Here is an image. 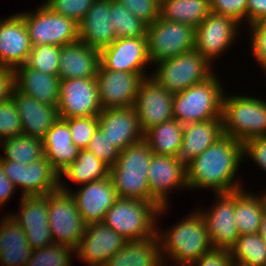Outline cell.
<instances>
[{
    "mask_svg": "<svg viewBox=\"0 0 266 266\" xmlns=\"http://www.w3.org/2000/svg\"><path fill=\"white\" fill-rule=\"evenodd\" d=\"M109 4L110 0H96L78 23L79 40L99 51L116 39Z\"/></svg>",
    "mask_w": 266,
    "mask_h": 266,
    "instance_id": "obj_25",
    "label": "cell"
},
{
    "mask_svg": "<svg viewBox=\"0 0 266 266\" xmlns=\"http://www.w3.org/2000/svg\"><path fill=\"white\" fill-rule=\"evenodd\" d=\"M240 27L241 24L234 18L211 11L195 28L194 49L213 65L214 59L234 44Z\"/></svg>",
    "mask_w": 266,
    "mask_h": 266,
    "instance_id": "obj_12",
    "label": "cell"
},
{
    "mask_svg": "<svg viewBox=\"0 0 266 266\" xmlns=\"http://www.w3.org/2000/svg\"><path fill=\"white\" fill-rule=\"evenodd\" d=\"M18 213H8L25 231L32 249L53 244L49 227L48 193L46 195L21 196Z\"/></svg>",
    "mask_w": 266,
    "mask_h": 266,
    "instance_id": "obj_18",
    "label": "cell"
},
{
    "mask_svg": "<svg viewBox=\"0 0 266 266\" xmlns=\"http://www.w3.org/2000/svg\"><path fill=\"white\" fill-rule=\"evenodd\" d=\"M14 88L13 70L0 66V103L5 102L11 97Z\"/></svg>",
    "mask_w": 266,
    "mask_h": 266,
    "instance_id": "obj_51",
    "label": "cell"
},
{
    "mask_svg": "<svg viewBox=\"0 0 266 266\" xmlns=\"http://www.w3.org/2000/svg\"><path fill=\"white\" fill-rule=\"evenodd\" d=\"M13 99L22 124V134L42 139L50 127L59 119L57 106L41 103L15 87Z\"/></svg>",
    "mask_w": 266,
    "mask_h": 266,
    "instance_id": "obj_24",
    "label": "cell"
},
{
    "mask_svg": "<svg viewBox=\"0 0 266 266\" xmlns=\"http://www.w3.org/2000/svg\"><path fill=\"white\" fill-rule=\"evenodd\" d=\"M173 98L174 94L163 88L151 76L143 79L134 104L143 133L173 119Z\"/></svg>",
    "mask_w": 266,
    "mask_h": 266,
    "instance_id": "obj_15",
    "label": "cell"
},
{
    "mask_svg": "<svg viewBox=\"0 0 266 266\" xmlns=\"http://www.w3.org/2000/svg\"><path fill=\"white\" fill-rule=\"evenodd\" d=\"M99 63L104 69L112 71L147 72L146 65H151L147 37L116 38L99 51Z\"/></svg>",
    "mask_w": 266,
    "mask_h": 266,
    "instance_id": "obj_20",
    "label": "cell"
},
{
    "mask_svg": "<svg viewBox=\"0 0 266 266\" xmlns=\"http://www.w3.org/2000/svg\"><path fill=\"white\" fill-rule=\"evenodd\" d=\"M222 136V119H211L183 125V140L178 158L186 165Z\"/></svg>",
    "mask_w": 266,
    "mask_h": 266,
    "instance_id": "obj_30",
    "label": "cell"
},
{
    "mask_svg": "<svg viewBox=\"0 0 266 266\" xmlns=\"http://www.w3.org/2000/svg\"><path fill=\"white\" fill-rule=\"evenodd\" d=\"M14 87L41 103L58 106L60 77L45 74L24 64L13 70Z\"/></svg>",
    "mask_w": 266,
    "mask_h": 266,
    "instance_id": "obj_27",
    "label": "cell"
},
{
    "mask_svg": "<svg viewBox=\"0 0 266 266\" xmlns=\"http://www.w3.org/2000/svg\"><path fill=\"white\" fill-rule=\"evenodd\" d=\"M211 11L234 18L238 23L247 22V0H210Z\"/></svg>",
    "mask_w": 266,
    "mask_h": 266,
    "instance_id": "obj_47",
    "label": "cell"
},
{
    "mask_svg": "<svg viewBox=\"0 0 266 266\" xmlns=\"http://www.w3.org/2000/svg\"><path fill=\"white\" fill-rule=\"evenodd\" d=\"M148 186L151 199L160 208L169 206L168 195L172 190L188 189L186 165L178 157L153 154L148 168Z\"/></svg>",
    "mask_w": 266,
    "mask_h": 266,
    "instance_id": "obj_17",
    "label": "cell"
},
{
    "mask_svg": "<svg viewBox=\"0 0 266 266\" xmlns=\"http://www.w3.org/2000/svg\"><path fill=\"white\" fill-rule=\"evenodd\" d=\"M152 156L153 152L144 140L120 151L117 162L109 168V177L119 198L154 202L148 186Z\"/></svg>",
    "mask_w": 266,
    "mask_h": 266,
    "instance_id": "obj_3",
    "label": "cell"
},
{
    "mask_svg": "<svg viewBox=\"0 0 266 266\" xmlns=\"http://www.w3.org/2000/svg\"><path fill=\"white\" fill-rule=\"evenodd\" d=\"M29 31L32 47L40 44L64 46L79 40L78 23L52 12L44 4L36 10L20 12Z\"/></svg>",
    "mask_w": 266,
    "mask_h": 266,
    "instance_id": "obj_8",
    "label": "cell"
},
{
    "mask_svg": "<svg viewBox=\"0 0 266 266\" xmlns=\"http://www.w3.org/2000/svg\"><path fill=\"white\" fill-rule=\"evenodd\" d=\"M195 28L158 18L147 26L148 56L151 64L174 58L194 49Z\"/></svg>",
    "mask_w": 266,
    "mask_h": 266,
    "instance_id": "obj_10",
    "label": "cell"
},
{
    "mask_svg": "<svg viewBox=\"0 0 266 266\" xmlns=\"http://www.w3.org/2000/svg\"><path fill=\"white\" fill-rule=\"evenodd\" d=\"M265 208L263 194L249 193L245 189L234 192V219L239 235L259 232Z\"/></svg>",
    "mask_w": 266,
    "mask_h": 266,
    "instance_id": "obj_32",
    "label": "cell"
},
{
    "mask_svg": "<svg viewBox=\"0 0 266 266\" xmlns=\"http://www.w3.org/2000/svg\"><path fill=\"white\" fill-rule=\"evenodd\" d=\"M223 135L245 142L266 136V101L243 94L226 95L222 99Z\"/></svg>",
    "mask_w": 266,
    "mask_h": 266,
    "instance_id": "obj_6",
    "label": "cell"
},
{
    "mask_svg": "<svg viewBox=\"0 0 266 266\" xmlns=\"http://www.w3.org/2000/svg\"><path fill=\"white\" fill-rule=\"evenodd\" d=\"M109 166L98 159L92 152L79 150L76 160L69 164L59 173V180L72 181L77 184H87L91 181H97L109 176ZM63 177V178H62Z\"/></svg>",
    "mask_w": 266,
    "mask_h": 266,
    "instance_id": "obj_35",
    "label": "cell"
},
{
    "mask_svg": "<svg viewBox=\"0 0 266 266\" xmlns=\"http://www.w3.org/2000/svg\"><path fill=\"white\" fill-rule=\"evenodd\" d=\"M33 249L25 231L9 214L0 221V264L1 266H26Z\"/></svg>",
    "mask_w": 266,
    "mask_h": 266,
    "instance_id": "obj_28",
    "label": "cell"
},
{
    "mask_svg": "<svg viewBox=\"0 0 266 266\" xmlns=\"http://www.w3.org/2000/svg\"><path fill=\"white\" fill-rule=\"evenodd\" d=\"M264 241L266 242V208L264 209L261 224H260V230L258 232Z\"/></svg>",
    "mask_w": 266,
    "mask_h": 266,
    "instance_id": "obj_53",
    "label": "cell"
},
{
    "mask_svg": "<svg viewBox=\"0 0 266 266\" xmlns=\"http://www.w3.org/2000/svg\"><path fill=\"white\" fill-rule=\"evenodd\" d=\"M210 12V0H161L159 17L196 28Z\"/></svg>",
    "mask_w": 266,
    "mask_h": 266,
    "instance_id": "obj_33",
    "label": "cell"
},
{
    "mask_svg": "<svg viewBox=\"0 0 266 266\" xmlns=\"http://www.w3.org/2000/svg\"><path fill=\"white\" fill-rule=\"evenodd\" d=\"M96 0H44L42 3L52 12L79 23Z\"/></svg>",
    "mask_w": 266,
    "mask_h": 266,
    "instance_id": "obj_42",
    "label": "cell"
},
{
    "mask_svg": "<svg viewBox=\"0 0 266 266\" xmlns=\"http://www.w3.org/2000/svg\"><path fill=\"white\" fill-rule=\"evenodd\" d=\"M262 194H263L265 201H266V191H264Z\"/></svg>",
    "mask_w": 266,
    "mask_h": 266,
    "instance_id": "obj_55",
    "label": "cell"
},
{
    "mask_svg": "<svg viewBox=\"0 0 266 266\" xmlns=\"http://www.w3.org/2000/svg\"><path fill=\"white\" fill-rule=\"evenodd\" d=\"M109 12L116 38L147 37V24L138 19L117 0H110Z\"/></svg>",
    "mask_w": 266,
    "mask_h": 266,
    "instance_id": "obj_38",
    "label": "cell"
},
{
    "mask_svg": "<svg viewBox=\"0 0 266 266\" xmlns=\"http://www.w3.org/2000/svg\"><path fill=\"white\" fill-rule=\"evenodd\" d=\"M147 72H122L98 66L96 80L102 109L134 107L139 86Z\"/></svg>",
    "mask_w": 266,
    "mask_h": 266,
    "instance_id": "obj_13",
    "label": "cell"
},
{
    "mask_svg": "<svg viewBox=\"0 0 266 266\" xmlns=\"http://www.w3.org/2000/svg\"><path fill=\"white\" fill-rule=\"evenodd\" d=\"M215 203L200 212L213 248L230 249L240 236L234 219V192L214 194Z\"/></svg>",
    "mask_w": 266,
    "mask_h": 266,
    "instance_id": "obj_19",
    "label": "cell"
},
{
    "mask_svg": "<svg viewBox=\"0 0 266 266\" xmlns=\"http://www.w3.org/2000/svg\"><path fill=\"white\" fill-rule=\"evenodd\" d=\"M134 16L147 25L159 18L160 2L158 0H117Z\"/></svg>",
    "mask_w": 266,
    "mask_h": 266,
    "instance_id": "obj_45",
    "label": "cell"
},
{
    "mask_svg": "<svg viewBox=\"0 0 266 266\" xmlns=\"http://www.w3.org/2000/svg\"><path fill=\"white\" fill-rule=\"evenodd\" d=\"M16 187L14 184L6 177L4 169L0 164V208L5 207L11 197L16 193ZM9 200V201H8Z\"/></svg>",
    "mask_w": 266,
    "mask_h": 266,
    "instance_id": "obj_52",
    "label": "cell"
},
{
    "mask_svg": "<svg viewBox=\"0 0 266 266\" xmlns=\"http://www.w3.org/2000/svg\"><path fill=\"white\" fill-rule=\"evenodd\" d=\"M69 126L74 145L79 150L86 149L98 128V115L91 117H73L64 119Z\"/></svg>",
    "mask_w": 266,
    "mask_h": 266,
    "instance_id": "obj_41",
    "label": "cell"
},
{
    "mask_svg": "<svg viewBox=\"0 0 266 266\" xmlns=\"http://www.w3.org/2000/svg\"><path fill=\"white\" fill-rule=\"evenodd\" d=\"M59 189L71 193L78 212L87 225L102 222L106 212L119 198L109 176L84 184L77 191H71V187L59 180Z\"/></svg>",
    "mask_w": 266,
    "mask_h": 266,
    "instance_id": "obj_16",
    "label": "cell"
},
{
    "mask_svg": "<svg viewBox=\"0 0 266 266\" xmlns=\"http://www.w3.org/2000/svg\"><path fill=\"white\" fill-rule=\"evenodd\" d=\"M220 79L215 72L203 82L174 94L173 119L182 125L222 119V99L225 92Z\"/></svg>",
    "mask_w": 266,
    "mask_h": 266,
    "instance_id": "obj_5",
    "label": "cell"
},
{
    "mask_svg": "<svg viewBox=\"0 0 266 266\" xmlns=\"http://www.w3.org/2000/svg\"><path fill=\"white\" fill-rule=\"evenodd\" d=\"M86 150L92 152L98 159H101L109 167L113 166L119 157L120 151L112 145L103 132L97 128L89 141Z\"/></svg>",
    "mask_w": 266,
    "mask_h": 266,
    "instance_id": "obj_44",
    "label": "cell"
},
{
    "mask_svg": "<svg viewBox=\"0 0 266 266\" xmlns=\"http://www.w3.org/2000/svg\"><path fill=\"white\" fill-rule=\"evenodd\" d=\"M99 50L78 40L60 47L58 76L60 80L96 78Z\"/></svg>",
    "mask_w": 266,
    "mask_h": 266,
    "instance_id": "obj_26",
    "label": "cell"
},
{
    "mask_svg": "<svg viewBox=\"0 0 266 266\" xmlns=\"http://www.w3.org/2000/svg\"><path fill=\"white\" fill-rule=\"evenodd\" d=\"M168 208H160L155 202L118 198L102 222L128 241L146 239L156 235V220Z\"/></svg>",
    "mask_w": 266,
    "mask_h": 266,
    "instance_id": "obj_4",
    "label": "cell"
},
{
    "mask_svg": "<svg viewBox=\"0 0 266 266\" xmlns=\"http://www.w3.org/2000/svg\"><path fill=\"white\" fill-rule=\"evenodd\" d=\"M249 25L251 55L266 73V22H254Z\"/></svg>",
    "mask_w": 266,
    "mask_h": 266,
    "instance_id": "obj_46",
    "label": "cell"
},
{
    "mask_svg": "<svg viewBox=\"0 0 266 266\" xmlns=\"http://www.w3.org/2000/svg\"><path fill=\"white\" fill-rule=\"evenodd\" d=\"M75 250L59 244L34 249L26 266H71Z\"/></svg>",
    "mask_w": 266,
    "mask_h": 266,
    "instance_id": "obj_40",
    "label": "cell"
},
{
    "mask_svg": "<svg viewBox=\"0 0 266 266\" xmlns=\"http://www.w3.org/2000/svg\"><path fill=\"white\" fill-rule=\"evenodd\" d=\"M143 140L153 154L178 157L183 140V125L176 119L163 122L147 130Z\"/></svg>",
    "mask_w": 266,
    "mask_h": 266,
    "instance_id": "obj_34",
    "label": "cell"
},
{
    "mask_svg": "<svg viewBox=\"0 0 266 266\" xmlns=\"http://www.w3.org/2000/svg\"><path fill=\"white\" fill-rule=\"evenodd\" d=\"M127 241L103 222L91 223L75 249V257L89 266H104Z\"/></svg>",
    "mask_w": 266,
    "mask_h": 266,
    "instance_id": "obj_21",
    "label": "cell"
},
{
    "mask_svg": "<svg viewBox=\"0 0 266 266\" xmlns=\"http://www.w3.org/2000/svg\"><path fill=\"white\" fill-rule=\"evenodd\" d=\"M48 216L53 243L75 250L87 224L79 214L70 192L58 189L48 193Z\"/></svg>",
    "mask_w": 266,
    "mask_h": 266,
    "instance_id": "obj_9",
    "label": "cell"
},
{
    "mask_svg": "<svg viewBox=\"0 0 266 266\" xmlns=\"http://www.w3.org/2000/svg\"><path fill=\"white\" fill-rule=\"evenodd\" d=\"M32 50L29 31L20 13L0 22V66L11 70L23 65Z\"/></svg>",
    "mask_w": 266,
    "mask_h": 266,
    "instance_id": "obj_23",
    "label": "cell"
},
{
    "mask_svg": "<svg viewBox=\"0 0 266 266\" xmlns=\"http://www.w3.org/2000/svg\"><path fill=\"white\" fill-rule=\"evenodd\" d=\"M98 128L119 151L144 139L134 107L102 109Z\"/></svg>",
    "mask_w": 266,
    "mask_h": 266,
    "instance_id": "obj_22",
    "label": "cell"
},
{
    "mask_svg": "<svg viewBox=\"0 0 266 266\" xmlns=\"http://www.w3.org/2000/svg\"><path fill=\"white\" fill-rule=\"evenodd\" d=\"M1 148L4 155H0V160L21 162L27 165L44 155L42 139L23 134L1 140Z\"/></svg>",
    "mask_w": 266,
    "mask_h": 266,
    "instance_id": "obj_36",
    "label": "cell"
},
{
    "mask_svg": "<svg viewBox=\"0 0 266 266\" xmlns=\"http://www.w3.org/2000/svg\"><path fill=\"white\" fill-rule=\"evenodd\" d=\"M6 177L16 189L22 187V196L46 195L59 189V173L44 155L30 164L0 160Z\"/></svg>",
    "mask_w": 266,
    "mask_h": 266,
    "instance_id": "obj_11",
    "label": "cell"
},
{
    "mask_svg": "<svg viewBox=\"0 0 266 266\" xmlns=\"http://www.w3.org/2000/svg\"><path fill=\"white\" fill-rule=\"evenodd\" d=\"M229 251L232 262L244 266H266V242L259 233L240 235Z\"/></svg>",
    "mask_w": 266,
    "mask_h": 266,
    "instance_id": "obj_37",
    "label": "cell"
},
{
    "mask_svg": "<svg viewBox=\"0 0 266 266\" xmlns=\"http://www.w3.org/2000/svg\"><path fill=\"white\" fill-rule=\"evenodd\" d=\"M60 62V47L40 44L32 47L24 65L45 74L58 75Z\"/></svg>",
    "mask_w": 266,
    "mask_h": 266,
    "instance_id": "obj_39",
    "label": "cell"
},
{
    "mask_svg": "<svg viewBox=\"0 0 266 266\" xmlns=\"http://www.w3.org/2000/svg\"><path fill=\"white\" fill-rule=\"evenodd\" d=\"M57 109L62 119L99 115L102 108L96 78L60 80Z\"/></svg>",
    "mask_w": 266,
    "mask_h": 266,
    "instance_id": "obj_14",
    "label": "cell"
},
{
    "mask_svg": "<svg viewBox=\"0 0 266 266\" xmlns=\"http://www.w3.org/2000/svg\"><path fill=\"white\" fill-rule=\"evenodd\" d=\"M230 266H244V265H241V264H238V263L232 262Z\"/></svg>",
    "mask_w": 266,
    "mask_h": 266,
    "instance_id": "obj_54",
    "label": "cell"
},
{
    "mask_svg": "<svg viewBox=\"0 0 266 266\" xmlns=\"http://www.w3.org/2000/svg\"><path fill=\"white\" fill-rule=\"evenodd\" d=\"M247 22H266V0H247Z\"/></svg>",
    "mask_w": 266,
    "mask_h": 266,
    "instance_id": "obj_50",
    "label": "cell"
},
{
    "mask_svg": "<svg viewBox=\"0 0 266 266\" xmlns=\"http://www.w3.org/2000/svg\"><path fill=\"white\" fill-rule=\"evenodd\" d=\"M243 160V144L223 135L186 164L188 190L206 188L219 194L244 189L241 181L235 178Z\"/></svg>",
    "mask_w": 266,
    "mask_h": 266,
    "instance_id": "obj_1",
    "label": "cell"
},
{
    "mask_svg": "<svg viewBox=\"0 0 266 266\" xmlns=\"http://www.w3.org/2000/svg\"><path fill=\"white\" fill-rule=\"evenodd\" d=\"M104 266H164L157 234L127 241Z\"/></svg>",
    "mask_w": 266,
    "mask_h": 266,
    "instance_id": "obj_31",
    "label": "cell"
},
{
    "mask_svg": "<svg viewBox=\"0 0 266 266\" xmlns=\"http://www.w3.org/2000/svg\"><path fill=\"white\" fill-rule=\"evenodd\" d=\"M44 157L60 173L78 156L79 149L74 145L68 123L59 118L42 138Z\"/></svg>",
    "mask_w": 266,
    "mask_h": 266,
    "instance_id": "obj_29",
    "label": "cell"
},
{
    "mask_svg": "<svg viewBox=\"0 0 266 266\" xmlns=\"http://www.w3.org/2000/svg\"><path fill=\"white\" fill-rule=\"evenodd\" d=\"M151 77L172 94L203 82L216 71L212 64L195 49L155 63Z\"/></svg>",
    "mask_w": 266,
    "mask_h": 266,
    "instance_id": "obj_7",
    "label": "cell"
},
{
    "mask_svg": "<svg viewBox=\"0 0 266 266\" xmlns=\"http://www.w3.org/2000/svg\"><path fill=\"white\" fill-rule=\"evenodd\" d=\"M194 211L164 231L157 225L156 234L164 265L167 260H172L173 266H190L213 248L206 223L200 212Z\"/></svg>",
    "mask_w": 266,
    "mask_h": 266,
    "instance_id": "obj_2",
    "label": "cell"
},
{
    "mask_svg": "<svg viewBox=\"0 0 266 266\" xmlns=\"http://www.w3.org/2000/svg\"><path fill=\"white\" fill-rule=\"evenodd\" d=\"M232 258L228 249L212 248L190 266H230Z\"/></svg>",
    "mask_w": 266,
    "mask_h": 266,
    "instance_id": "obj_49",
    "label": "cell"
},
{
    "mask_svg": "<svg viewBox=\"0 0 266 266\" xmlns=\"http://www.w3.org/2000/svg\"><path fill=\"white\" fill-rule=\"evenodd\" d=\"M242 144L243 159L250 157V160L266 172V136L251 138Z\"/></svg>",
    "mask_w": 266,
    "mask_h": 266,
    "instance_id": "obj_48",
    "label": "cell"
},
{
    "mask_svg": "<svg viewBox=\"0 0 266 266\" xmlns=\"http://www.w3.org/2000/svg\"><path fill=\"white\" fill-rule=\"evenodd\" d=\"M22 135V124L16 105L10 97L0 103V141Z\"/></svg>",
    "mask_w": 266,
    "mask_h": 266,
    "instance_id": "obj_43",
    "label": "cell"
}]
</instances>
